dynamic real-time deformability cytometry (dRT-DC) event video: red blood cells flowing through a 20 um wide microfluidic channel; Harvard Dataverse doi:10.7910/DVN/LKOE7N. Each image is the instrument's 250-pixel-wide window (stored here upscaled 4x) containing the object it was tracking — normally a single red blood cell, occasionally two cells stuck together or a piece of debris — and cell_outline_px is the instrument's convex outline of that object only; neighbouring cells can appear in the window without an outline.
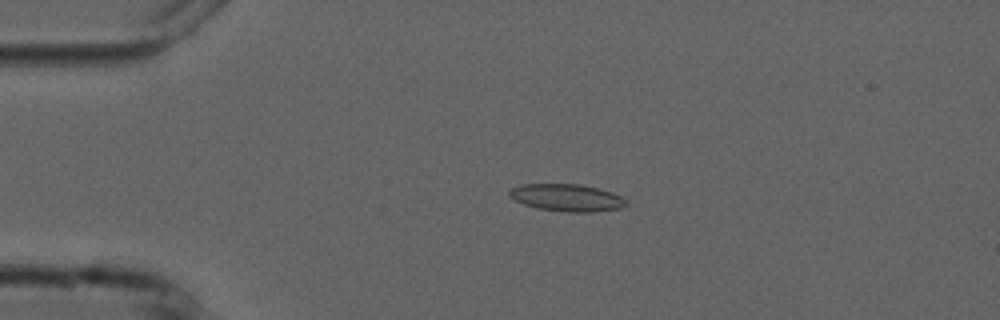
{"species": "common noctule bat (a hibernating species)", "species_latin": "Nyctalus noctula", "temperature_condition": "cold", "stored_images_in_passage": 2, "camera_frame_rate_fps": 3000, "um_per_image_px": 0.085, "animal": {"sex": "male", "forearm_length_mm": 52.5}, "frame": {"image": 1, "passage_image": 1, "time_ms": 0.0, "image_size_px": [1000, 320], "cell_outline_px": [[628, 204], [620, 208], [592, 212], [568, 212], [536, 208], [524, 204], [516, 200], [508, 192], [512, 188], [520, 184], [580, 184], [612, 192], [628, 200]], "centroid_in_image_um": [48.21, 16.8], "position_along_channel_um": 36.8, "area_um2": 18.44}}